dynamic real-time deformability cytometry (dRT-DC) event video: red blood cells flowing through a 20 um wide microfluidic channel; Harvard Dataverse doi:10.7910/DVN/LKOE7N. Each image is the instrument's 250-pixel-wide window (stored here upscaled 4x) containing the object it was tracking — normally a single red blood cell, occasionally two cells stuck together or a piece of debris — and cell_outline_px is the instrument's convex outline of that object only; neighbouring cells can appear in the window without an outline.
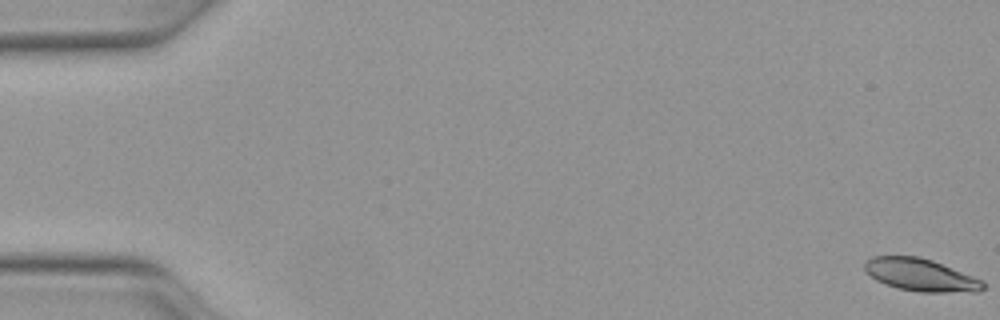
{"species": "Egyptian fruit bat (a non-hibernating species)", "species_latin": "Rousettus aegyptiacus", "temperature_condition": "warm", "stored_images_in_passage": 52, "camera_frame_rate_fps": 3000, "um_per_image_px": 0.085, "animal": {"sex": "female"}, "frame": {"image": 1, "passage_image": 1, "time_ms": 0.0, "image_size_px": [1000, 320], "cell_outline_px": [[984, 288], [900, 288], [888, 284], [872, 276], [868, 272], [868, 260], [880, 256], [912, 256], [928, 260], [940, 264], [980, 280], [984, 284]], "centroid_in_image_um": [78.1, 23.26], "position_along_channel_um": 6.9, "area_um2": 19.02}}
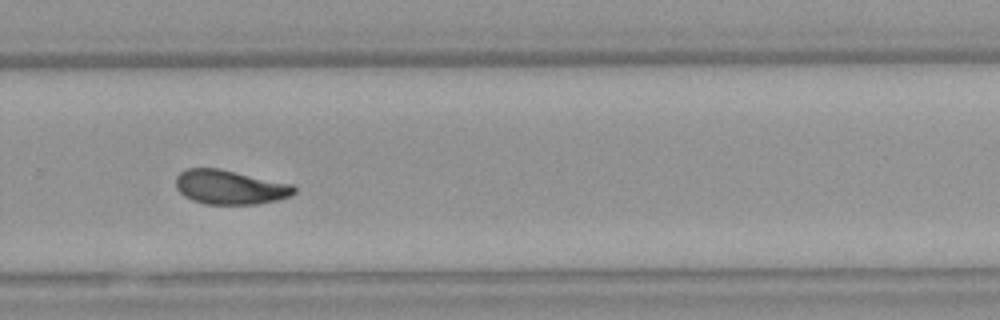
{"frame": {"image": 2, "passage_image": 35, "time_ms": 11.333, "image_size_px": [1000, 320], "cell_outline_px": [[296, 192], [288, 196], [272, 200], [252, 204], [212, 204], [196, 200], [180, 192], [176, 184], [176, 180], [180, 172], [188, 168], [216, 168], [288, 184], [296, 188]], "centroid_in_image_um": [19.5, 15.9], "position_along_channel_um": 310.3, "area_um2": 22.48}}
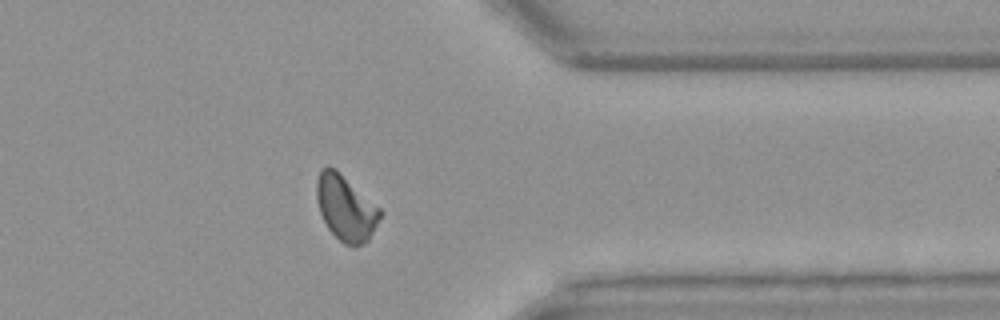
{"frame": {"image": 3, "passage_image": 41, "time_ms": 13.333, "image_size_px": [1000, 320], "cell_outline_px": [[380, 216], [368, 236], [360, 244], [348, 244], [340, 240], [328, 228], [320, 212], [316, 192], [316, 188], [320, 172], [324, 168], [332, 168], [380, 208]], "centroid_in_image_um": [29.35, 17.68], "position_along_channel_um": 382.1, "area_um2": 22.43}, "authors_computed_cell_mechanics": {"area_um2": 21.4438, "velocity_mm_per_s": 4.0825, "shape_relaxation_time_tau1_ms": 9.7009, "shape_relaxation_time_tau2_ms": 2.6537, "deformation_change_tau1": 0.2317, "deformation_change_tau2": 0.089}}